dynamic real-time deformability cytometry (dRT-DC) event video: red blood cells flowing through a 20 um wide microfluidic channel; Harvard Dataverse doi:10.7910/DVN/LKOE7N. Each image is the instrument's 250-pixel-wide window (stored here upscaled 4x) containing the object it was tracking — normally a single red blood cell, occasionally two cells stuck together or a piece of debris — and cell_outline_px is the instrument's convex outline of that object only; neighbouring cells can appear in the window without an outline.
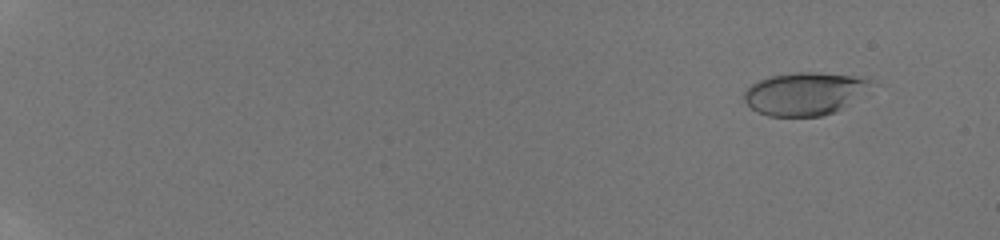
{"species": "human", "species_latin": "Homo sapiens", "temperature_condition": "room temperature", "stored_images_in_passage": 25, "camera_frame_rate_fps": 3000, "um_per_image_px": 0.085, "donor": {"sex": "male"}, "frame": {"image": 1, "passage_image": 7, "time_ms": 1.667, "image_size_px": [1000, 240], "cell_outline_px": [[864, 84], [848, 104], [836, 112], [820, 116], [768, 116], [756, 112], [744, 100], [744, 92], [752, 84], [760, 80], [772, 76], [796, 72], [816, 72], [852, 76], [864, 80]], "centroid_in_image_um": [68.19, 7.99], "position_along_channel_um": 16.8, "area_um2": 30.23}}
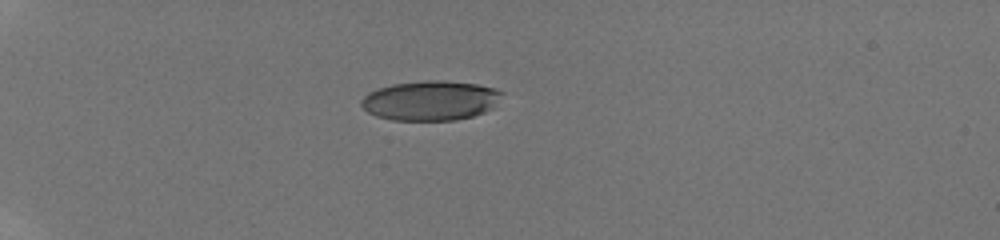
{"frame": {"image": 2, "passage_image": 20, "time_ms": 6.0, "image_size_px": [1000, 240], "cell_outline_px": [[504, 92], [492, 108], [484, 112], [472, 116], [456, 120], [392, 120], [376, 116], [368, 112], [360, 104], [360, 100], [368, 92], [392, 84], [424, 80], [444, 80], [476, 84], [496, 88]], "centroid_in_image_um": [36.59, 8.54], "position_along_channel_um": 48.4, "area_um2": 32.6}}
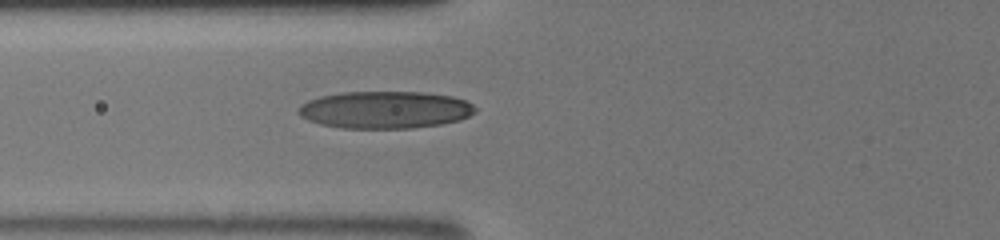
{"frame": {"image": 3, "passage_image": 25, "time_ms": 8.333, "image_size_px": [1000, 240], "cell_outline_px": [[476, 112], [460, 120], [440, 124], [412, 128], [340, 128], [320, 124], [308, 120], [300, 116], [296, 112], [296, 108], [300, 104], [308, 100], [320, 96], [344, 92], [424, 92], [452, 96], [468, 100], [476, 108]], "centroid_in_image_um": [32.71, 9.33], "position_along_channel_um": 93.1, "area_um2": 38.73}}